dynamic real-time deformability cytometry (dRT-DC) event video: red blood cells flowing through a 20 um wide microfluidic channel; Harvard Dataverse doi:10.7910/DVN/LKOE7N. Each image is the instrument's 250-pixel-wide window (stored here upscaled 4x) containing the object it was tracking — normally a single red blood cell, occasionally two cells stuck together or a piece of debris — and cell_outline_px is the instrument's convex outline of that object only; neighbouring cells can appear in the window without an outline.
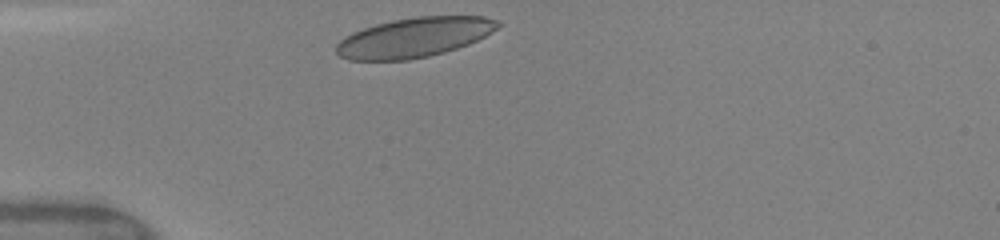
{"species": "human", "species_latin": "Homo sapiens", "temperature_condition": "warm", "stored_images_in_passage": 4, "camera_frame_rate_fps": 3000, "um_per_image_px": 0.085, "donor": {"sex": "female"}, "frame": {"image": 1, "passage_image": 1, "time_ms": 0.0, "image_size_px": [1000, 240], "cell_outline_px": [[504, 24], [492, 32], [468, 44], [444, 52], [428, 56], [408, 60], [348, 60], [340, 56], [336, 52], [336, 44], [344, 36], [352, 32], [376, 24], [392, 20], [416, 16], [484, 16], [496, 20]], "centroid_in_image_um": [35.2, 3.17], "position_along_channel_um": 49.8, "area_um2": 37.4}}